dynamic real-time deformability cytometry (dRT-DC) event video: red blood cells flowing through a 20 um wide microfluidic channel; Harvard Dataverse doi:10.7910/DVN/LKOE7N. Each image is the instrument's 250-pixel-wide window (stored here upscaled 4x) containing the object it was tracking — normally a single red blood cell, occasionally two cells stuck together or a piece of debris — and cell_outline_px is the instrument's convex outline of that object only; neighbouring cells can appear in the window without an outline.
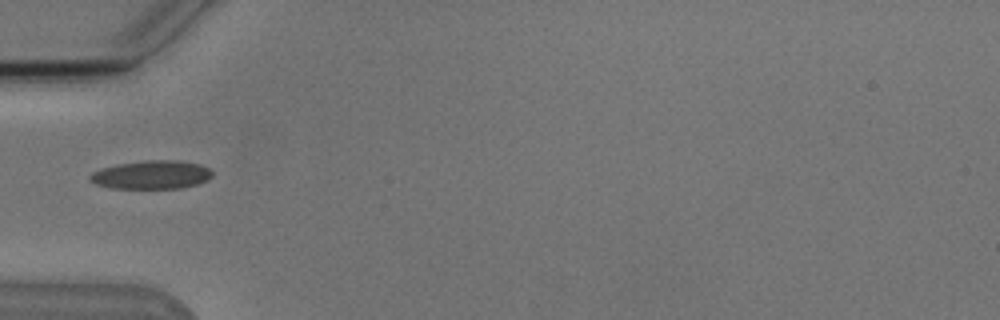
{"species": "Egyptian fruit bat (a non-hibernating species)", "species_latin": "Rousettus aegyptiacus", "temperature_condition": "cold", "stored_images_in_passage": 8, "camera_frame_rate_fps": 3000, "um_per_image_px": 0.085, "animal": {"sex": "male"}, "frame": {"image": 1, "passage_image": 5, "time_ms": 5.0, "image_size_px": [1000, 320], "cell_outline_px": [[212, 176], [208, 180], [196, 184], [180, 188], [112, 188], [96, 184], [88, 180], [88, 176], [92, 172], [100, 168], [116, 164], [144, 160], [180, 160], [200, 164], [208, 168], [212, 172]], "centroid_in_image_um": [12.85, 14.84], "position_along_channel_um": 72.2, "area_um2": 20.46}}
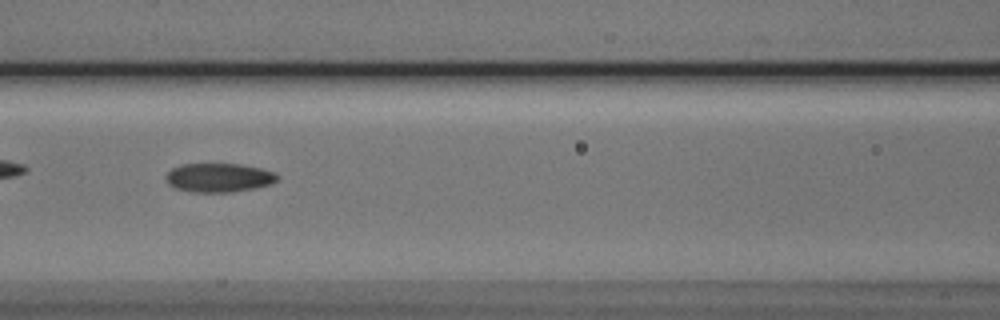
{"frame": {"image": 2, "passage_image": 7, "time_ms": 7.0, "image_size_px": [1000, 320], "cell_outline_px": [[280, 176], [272, 184], [256, 188], [232, 192], [192, 192], [176, 188], [168, 184], [164, 180], [164, 176], [172, 168], [180, 164], [240, 164], [260, 168], [276, 172]], "centroid_in_image_um": [18.6, 15.1], "position_along_channel_um": 148.0, "area_um2": 19.02}}
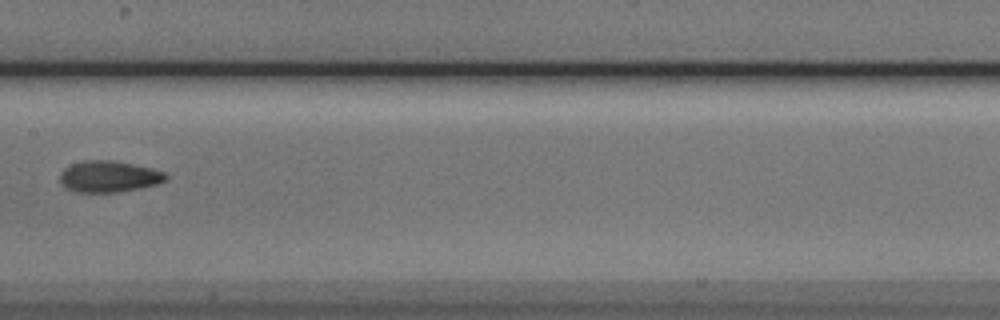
{"frame": {"image": 3, "passage_image": 8, "time_ms": 8.333, "image_size_px": [1000, 320], "cell_outline_px": [[168, 180], [156, 184], [140, 188], [116, 192], [76, 192], [68, 188], [60, 180], [60, 172], [64, 168], [72, 164], [84, 160], [112, 160], [152, 168], [164, 172], [168, 176]], "centroid_in_image_um": [9.27, 15.0], "position_along_channel_um": 198.1, "area_um2": 19.25}}